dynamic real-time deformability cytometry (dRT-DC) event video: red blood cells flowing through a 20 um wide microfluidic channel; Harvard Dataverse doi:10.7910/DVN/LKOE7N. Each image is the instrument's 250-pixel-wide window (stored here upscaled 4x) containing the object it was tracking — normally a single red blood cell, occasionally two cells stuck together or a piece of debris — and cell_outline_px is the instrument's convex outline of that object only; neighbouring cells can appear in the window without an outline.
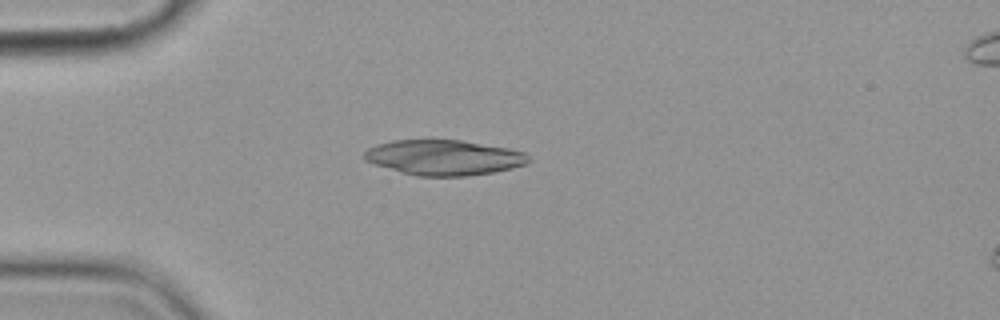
{"species": "common noctule bat (a hibernating species)", "species_latin": "Nyctalus noctula", "temperature_condition": "cold", "stored_images_in_passage": 1, "camera_frame_rate_fps": 3000, "um_per_image_px": 0.085, "animal": {"sex": "female", "body_mass_g": 19.9}, "frame": {"image": 1, "passage_image": 1, "time_ms": 0.0, "image_size_px": [1000, 320], "cell_outline_px": [[532, 160], [528, 164], [512, 168], [492, 172], [468, 176], [416, 176], [400, 172], [364, 160], [364, 152], [368, 148], [376, 144], [392, 140], [428, 136], [460, 140], [508, 148], [524, 152]], "centroid_in_image_um": [37.7, 13.34], "position_along_channel_um": 47.3, "area_um2": 34.74}}